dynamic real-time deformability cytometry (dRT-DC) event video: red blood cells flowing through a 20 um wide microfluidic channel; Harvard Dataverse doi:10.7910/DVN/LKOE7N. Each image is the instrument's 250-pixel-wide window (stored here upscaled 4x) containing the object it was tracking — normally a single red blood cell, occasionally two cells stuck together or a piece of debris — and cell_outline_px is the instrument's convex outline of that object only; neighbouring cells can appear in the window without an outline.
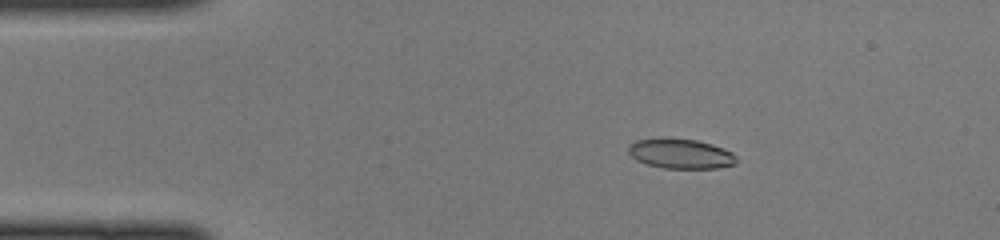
{"species": "common noctule bat (a hibernating species)", "species_latin": "Nyctalus noctula", "temperature_condition": "cold", "stored_images_in_passage": 47, "camera_frame_rate_fps": 3000, "um_per_image_px": 0.085, "animal": {"sex": "female", "body_mass_g": 22.0, "forearm_length_mm": 56.7}, "frame": {"image": 1, "passage_image": 8, "time_ms": 2.333, "image_size_px": [1000, 240], "cell_outline_px": [[736, 164], [716, 168], [664, 168], [648, 164], [636, 160], [628, 152], [628, 144], [636, 140], [660, 136], [668, 136], [696, 140], [712, 144], [724, 148], [732, 152], [736, 156]], "centroid_in_image_um": [57.82, 13.02], "position_along_channel_um": 27.2, "area_um2": 19.25}}
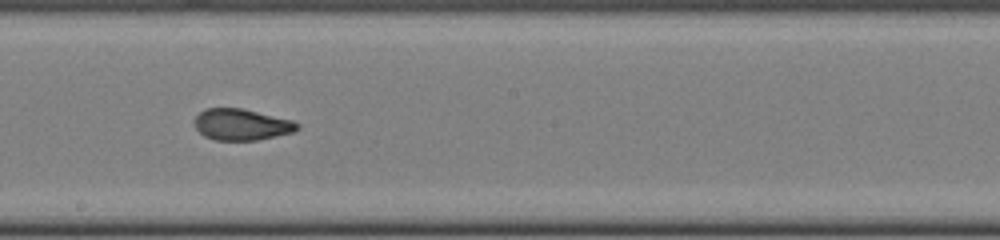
{"frame": {"image": 2, "passage_image": 26, "time_ms": 8.333, "image_size_px": [1000, 240], "cell_outline_px": [[300, 128], [296, 132], [256, 140], [216, 140], [204, 136], [196, 128], [196, 116], [204, 108], [244, 108], [292, 120], [300, 124]], "centroid_in_image_um": [20.58, 10.58], "position_along_channel_um": 227.6, "area_um2": 18.84}}
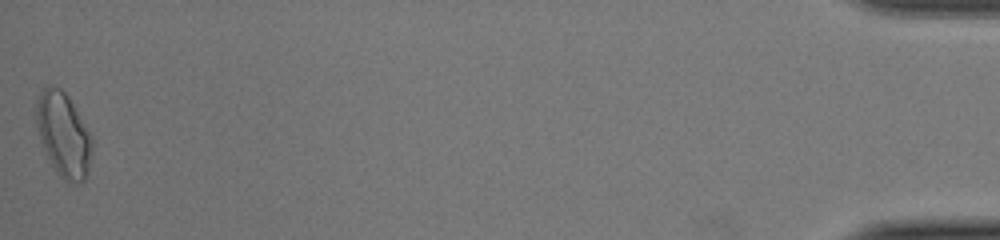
{"frame": {"image": 3, "passage_image": 47, "time_ms": 15.333, "image_size_px": [1000, 240], "cell_outline_px": [[92, 156], [88, 172], [84, 180], [76, 184], [68, 184], [56, 172], [40, 140], [36, 124], [36, 100], [40, 92], [48, 84], [60, 88], [68, 96], [92, 136]], "centroid_in_image_um": [5.4, 11.46], "position_along_channel_um": 429.8, "area_um2": 27.51}}